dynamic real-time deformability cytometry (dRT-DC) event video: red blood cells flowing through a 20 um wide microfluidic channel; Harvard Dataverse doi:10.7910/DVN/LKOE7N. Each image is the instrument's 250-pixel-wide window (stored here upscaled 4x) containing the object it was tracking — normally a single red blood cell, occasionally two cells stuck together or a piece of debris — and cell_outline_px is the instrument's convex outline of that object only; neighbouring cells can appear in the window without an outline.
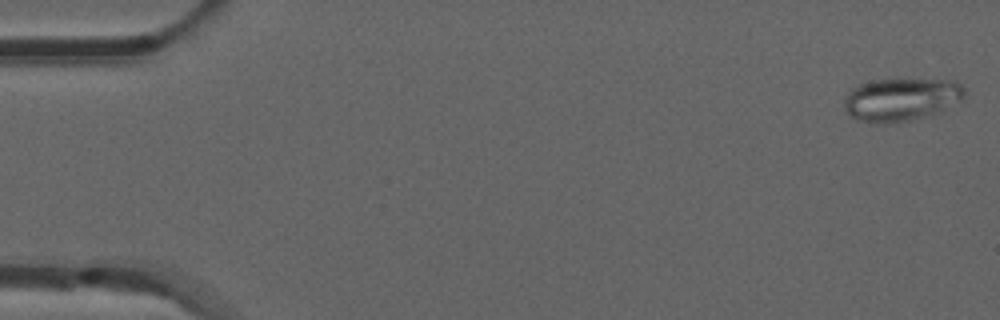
{"species": "common noctule bat (a hibernating species)", "species_latin": "Nyctalus noctula", "temperature_condition": "room temperature", "stored_images_in_passage": 52, "camera_frame_rate_fps": 3000, "um_per_image_px": 0.085, "animal": {"sex": "male", "forearm_length_mm": 52.5}, "frame": {"image": 1, "passage_image": 1, "time_ms": 0.0, "image_size_px": [1000, 320], "cell_outline_px": [[964, 100], [940, 112], [928, 116], [912, 120], [884, 124], [872, 124], [856, 120], [848, 116], [844, 108], [844, 100], [848, 92], [852, 88], [860, 84], [872, 80], [956, 80], [964, 88]], "centroid_in_image_um": [76.59, 8.49], "position_along_channel_um": 8.4, "area_um2": 30.63}}
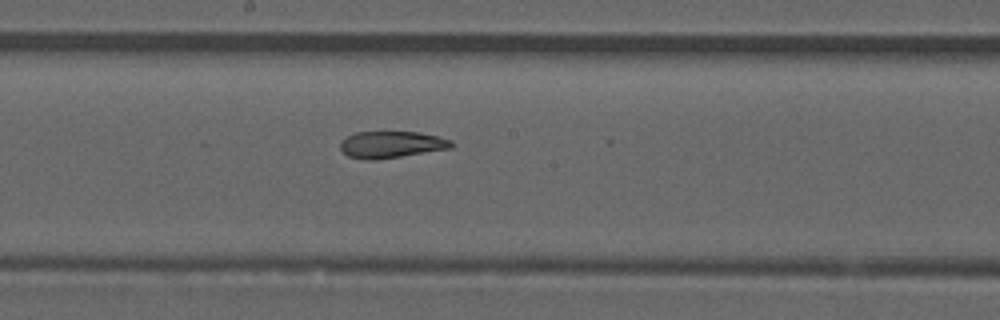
{"frame": {"image": 2, "passage_image": 28, "time_ms": 9.0, "image_size_px": [1000, 320], "cell_outline_px": [[456, 144], [452, 148], [376, 160], [364, 160], [348, 156], [340, 148], [340, 144], [348, 136], [356, 132], [420, 132], [440, 136], [452, 140]], "centroid_in_image_um": [33.33, 12.29], "position_along_channel_um": 214.9, "area_um2": 17.4}}
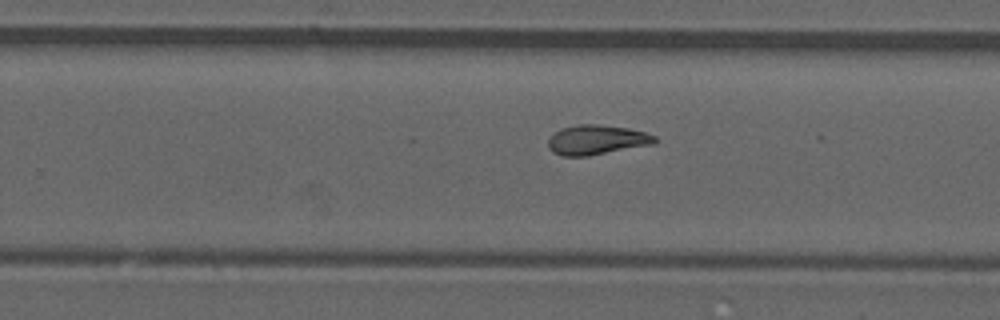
{"frame": {"image": 3, "passage_image": 33, "time_ms": 10.667, "image_size_px": [1000, 320], "cell_outline_px": [[656, 140], [652, 144], [588, 156], [564, 156], [552, 152], [548, 148], [548, 140], [556, 132], [564, 128], [580, 124], [600, 124], [628, 128], [644, 132], [656, 136]], "centroid_in_image_um": [50.71, 11.89], "position_along_channel_um": 279.1, "area_um2": 18.21}, "authors_computed_cell_mechanics": {"area_um2": 18.6405, "velocity_mm_per_s": 3.8737, "shape_relaxation_time_tau1_ms": null, "shape_relaxation_time_tau2_ms": 3.0699, "deformation_change_tau1": null, "deformation_change_tau2": 0.0956}}